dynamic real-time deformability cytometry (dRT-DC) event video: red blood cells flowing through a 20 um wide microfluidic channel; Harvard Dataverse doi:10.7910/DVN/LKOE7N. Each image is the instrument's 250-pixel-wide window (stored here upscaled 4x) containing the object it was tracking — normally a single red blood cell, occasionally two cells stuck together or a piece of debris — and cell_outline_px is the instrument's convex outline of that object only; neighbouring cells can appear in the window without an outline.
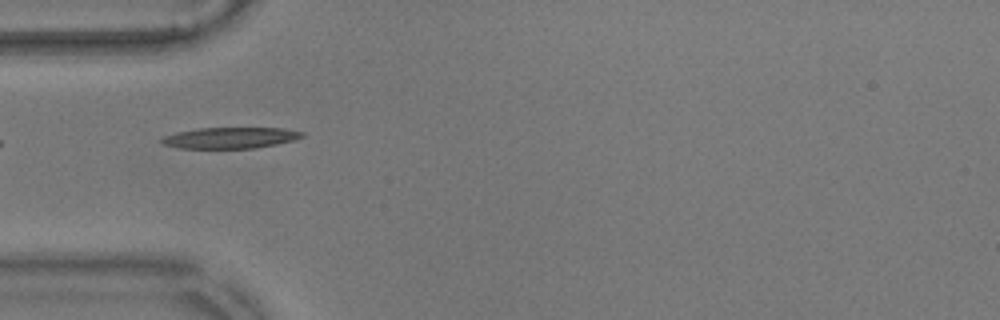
{"species": "common noctule bat (a hibernating species)", "species_latin": "Nyctalus noctula", "temperature_condition": "warm", "stored_images_in_passage": 40, "camera_frame_rate_fps": 3000, "um_per_image_px": 0.085, "animal": {"sex": "male", "body_mass_g": 17.9}, "frame": {"image": 1, "passage_image": 1, "time_ms": 0.0, "image_size_px": [1000, 320], "cell_outline_px": [[304, 136], [296, 140], [256, 148], [180, 148], [164, 144], [160, 140], [164, 136], [176, 132], [200, 128], [284, 128], [304, 132]], "centroid_in_image_um": [19.62, 11.71], "position_along_channel_um": 65.4, "area_um2": 17.22}}
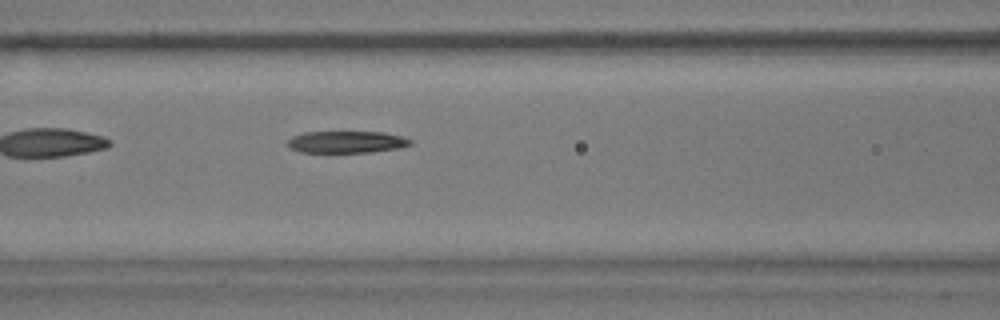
{"frame": {"image": 2, "passage_image": 7, "time_ms": 2.0, "image_size_px": [1000, 320], "cell_outline_px": [[412, 144], [396, 148], [372, 152], [300, 152], [288, 148], [288, 140], [292, 136], [304, 132], [384, 132], [400, 136], [412, 140]], "centroid_in_image_um": [29.42, 12.06], "position_along_channel_um": 137.2, "area_um2": 15.61}}
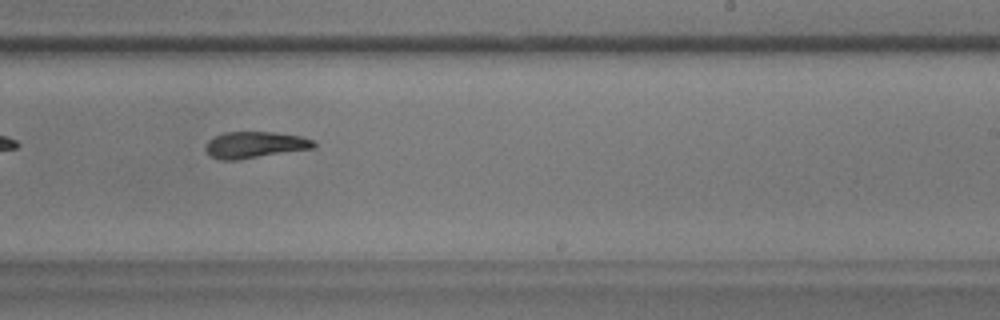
{"frame": {"image": 3, "passage_image": 18, "time_ms": 5.667, "image_size_px": [1000, 320], "cell_outline_px": [[316, 148], [236, 160], [220, 160], [212, 156], [204, 148], [208, 140], [224, 132], [276, 132], [300, 136], [316, 140]], "centroid_in_image_um": [21.71, 12.3], "position_along_channel_um": 267.3, "area_um2": 16.76}, "authors_computed_cell_mechanics": {"area_um2": 16.762, "velocity_mm_per_s": 3.5603, "shape_relaxation_time_tau1_ms": 9.0762, "shape_relaxation_time_tau2_ms": 4.9361, "deformation_change_tau1": 0.2849, "deformation_change_tau2": 0.1458}}